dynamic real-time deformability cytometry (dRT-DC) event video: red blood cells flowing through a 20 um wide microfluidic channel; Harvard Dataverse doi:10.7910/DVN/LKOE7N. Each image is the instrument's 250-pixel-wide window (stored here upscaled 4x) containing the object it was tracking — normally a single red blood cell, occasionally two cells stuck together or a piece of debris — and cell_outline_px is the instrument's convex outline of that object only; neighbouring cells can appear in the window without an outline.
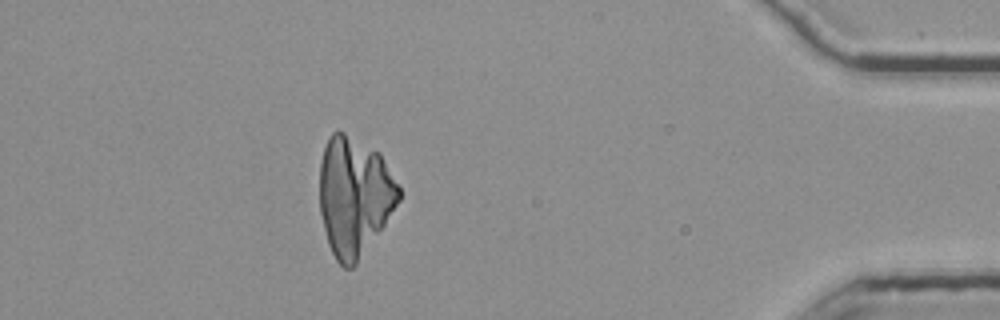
{"species": "common noctule bat (a hibernating species)", "species_latin": "Nyctalus noctula", "temperature_condition": "room temperature", "stored_images_in_passage": 52, "camera_frame_rate_fps": 3000, "um_per_image_px": 0.085, "animal": {"sex": "female", "body_mass_g": 25.1}, "frame": {"image": 1, "passage_image": 47, "time_ms": 15.333, "image_size_px": [1000, 320], "cell_outline_px": [[400, 200], [384, 224], [356, 264], [352, 268], [344, 268], [336, 260], [328, 244], [320, 212], [320, 164], [324, 148], [332, 132], [340, 128], [380, 152], [400, 188]], "centroid_in_image_um": [30.11, 16.64], "position_along_channel_um": 405.1, "area_um2": 54.91}}